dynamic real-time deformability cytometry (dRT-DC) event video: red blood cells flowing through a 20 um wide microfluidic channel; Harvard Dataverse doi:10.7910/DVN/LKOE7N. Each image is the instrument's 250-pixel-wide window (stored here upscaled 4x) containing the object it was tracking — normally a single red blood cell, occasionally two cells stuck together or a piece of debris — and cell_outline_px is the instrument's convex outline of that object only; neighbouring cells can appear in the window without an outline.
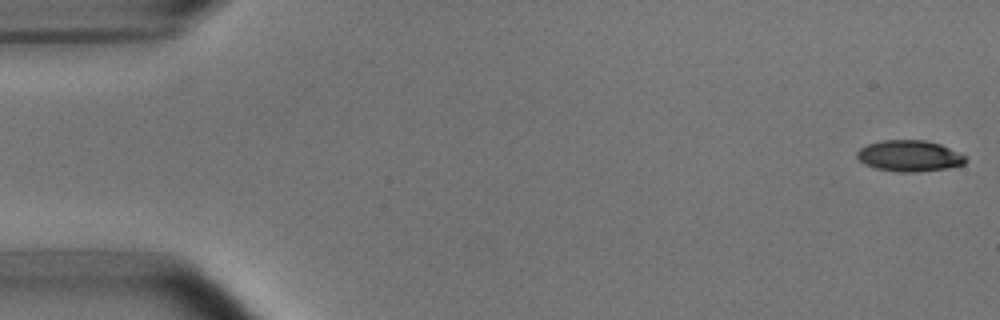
{"species": "common noctule bat (a hibernating species)", "species_latin": "Nyctalus noctula", "temperature_condition": "room temperature", "stored_images_in_passage": 16, "camera_frame_rate_fps": 3000, "um_per_image_px": 0.085, "animal": {"sex": "male", "body_mass_g": 15.6}, "frame": {"image": 1, "passage_image": 1, "time_ms": 0.0, "image_size_px": [1000, 320], "cell_outline_px": [[968, 160], [964, 164], [948, 168], [916, 172], [896, 172], [876, 168], [864, 164], [856, 156], [856, 152], [860, 148], [868, 144], [880, 140], [924, 140], [940, 144], [964, 156]], "centroid_in_image_um": [77.26, 13.25], "position_along_channel_um": 7.7, "area_um2": 19.65}}